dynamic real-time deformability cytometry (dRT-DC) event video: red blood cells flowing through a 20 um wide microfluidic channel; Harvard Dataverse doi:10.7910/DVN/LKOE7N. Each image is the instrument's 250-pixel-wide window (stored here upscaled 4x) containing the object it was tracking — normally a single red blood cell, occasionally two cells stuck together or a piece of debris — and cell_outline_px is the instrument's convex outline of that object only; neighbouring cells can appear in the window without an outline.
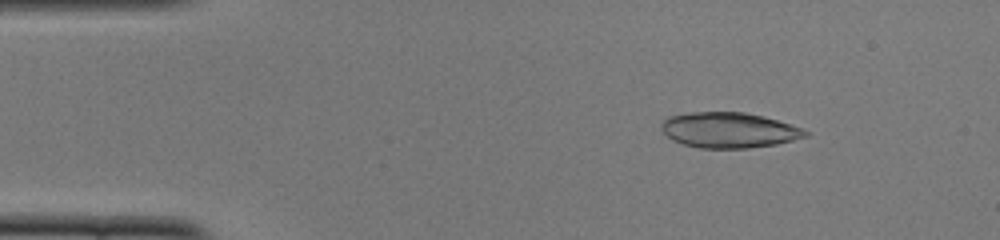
{"species": "common noctule bat (a hibernating species)", "species_latin": "Nyctalus noctula", "temperature_condition": "cold", "stored_images_in_passage": 50, "camera_frame_rate_fps": 3000, "um_per_image_px": 0.085, "animal": {"sex": "female", "body_mass_g": 22.0, "forearm_length_mm": 56.7}, "frame": {"image": 1, "passage_image": 6, "time_ms": 1.667, "image_size_px": [1000, 240], "cell_outline_px": [[808, 136], [776, 144], [748, 148], [700, 148], [684, 144], [672, 140], [660, 128], [660, 124], [668, 116], [688, 112], [744, 112], [764, 116], [800, 128], [808, 132]], "centroid_in_image_um": [61.91, 11.05], "position_along_channel_um": 23.1, "area_um2": 29.59}}